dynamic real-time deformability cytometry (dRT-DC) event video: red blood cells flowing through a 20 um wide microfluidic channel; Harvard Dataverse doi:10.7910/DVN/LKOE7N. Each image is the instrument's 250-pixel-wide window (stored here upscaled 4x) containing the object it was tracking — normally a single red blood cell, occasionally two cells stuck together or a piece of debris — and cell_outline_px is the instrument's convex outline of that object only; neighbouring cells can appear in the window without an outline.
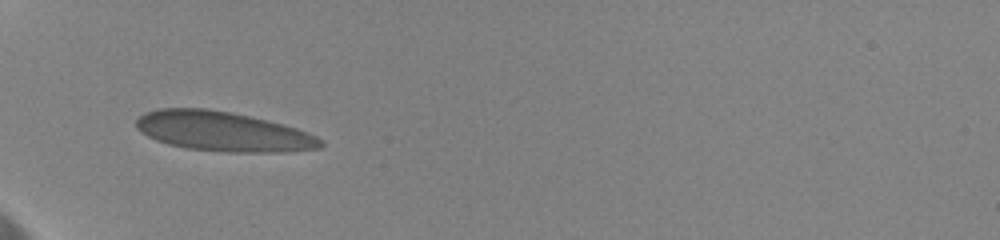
{"species": "human", "species_latin": "Homo sapiens", "temperature_condition": "cold", "stored_images_in_passage": 48, "camera_frame_rate_fps": 3000, "um_per_image_px": 0.085, "donor": {"sex": "female"}, "frame": {"image": 1, "passage_image": 1, "time_ms": 0.0, "image_size_px": [1000, 240], "cell_outline_px": [[324, 144], [320, 148], [288, 152], [228, 152], [188, 148], [168, 144], [156, 140], [148, 136], [136, 128], [136, 120], [144, 112], [160, 108], [208, 108], [268, 120], [284, 124], [296, 128], [316, 136], [324, 140]], "centroid_in_image_um": [18.97, 11.17], "position_along_channel_um": 66.0, "area_um2": 42.6}}
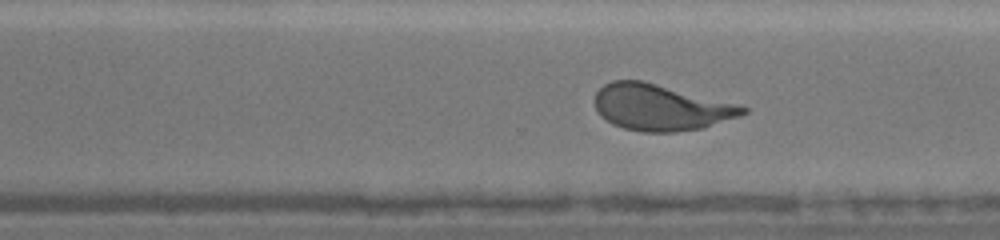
{"frame": {"image": 2, "passage_image": 37, "time_ms": 7.333, "image_size_px": [1000, 240], "cell_outline_px": [[748, 112], [740, 116], [704, 128], [676, 132], [644, 132], [624, 128], [612, 124], [600, 116], [596, 108], [596, 92], [604, 84], [612, 80], [644, 80], [740, 104], [748, 108]], "centroid_in_image_um": [56.19, 9.12], "position_along_channel_um": 314.4, "area_um2": 40.23}}
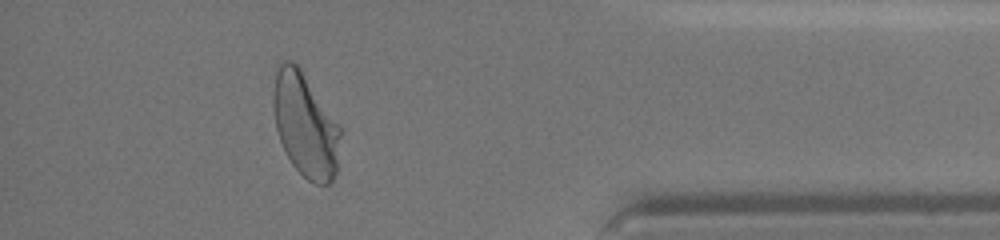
{"frame": {"image": 3, "passage_image": 44, "time_ms": 10.667, "image_size_px": [1000, 240], "cell_outline_px": [[340, 136], [336, 172], [332, 180], [328, 184], [316, 184], [308, 180], [292, 164], [280, 140], [276, 128], [272, 100], [272, 96], [276, 72], [280, 60], [292, 60], [300, 68], [340, 124]], "centroid_in_image_um": [25.94, 10.59], "position_along_channel_um": 409.3, "area_um2": 40.52}, "authors_computed_cell_mechanics": {"area_um2": 40.749, "velocity_mm_per_s": 3.5614, "shape_relaxation_time_tau1_ms": 6.0372, "shape_relaxation_time_tau2_ms": null, "deformation_change_tau1": 0.153, "deformation_change_tau2": null}}